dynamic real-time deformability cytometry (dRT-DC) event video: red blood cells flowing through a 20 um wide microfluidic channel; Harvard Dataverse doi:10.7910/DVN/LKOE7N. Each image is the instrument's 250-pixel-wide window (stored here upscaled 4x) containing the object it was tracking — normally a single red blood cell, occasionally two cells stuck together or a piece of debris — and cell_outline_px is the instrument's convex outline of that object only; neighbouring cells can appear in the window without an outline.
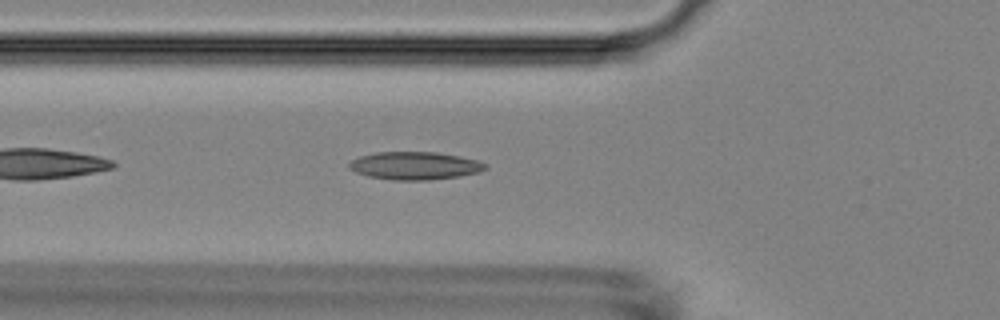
{"species": "Egyptian fruit bat (a non-hibernating species)", "species_latin": "Rousettus aegyptiacus", "temperature_condition": "room temperature", "stored_images_in_passage": 36, "camera_frame_rate_fps": 3000, "um_per_image_px": 0.085, "animal": {"sex": "female"}, "frame": {"image": 1, "passage_image": 6, "time_ms": 1.667, "image_size_px": [1000, 320], "cell_outline_px": [[488, 168], [480, 172], [460, 176], [428, 180], [392, 180], [368, 176], [356, 172], [348, 168], [348, 164], [352, 160], [360, 156], [376, 152], [436, 152], [460, 156], [476, 160], [488, 164]], "centroid_in_image_um": [35.28, 14.08], "position_along_channel_um": 90.5, "area_um2": 22.2}}
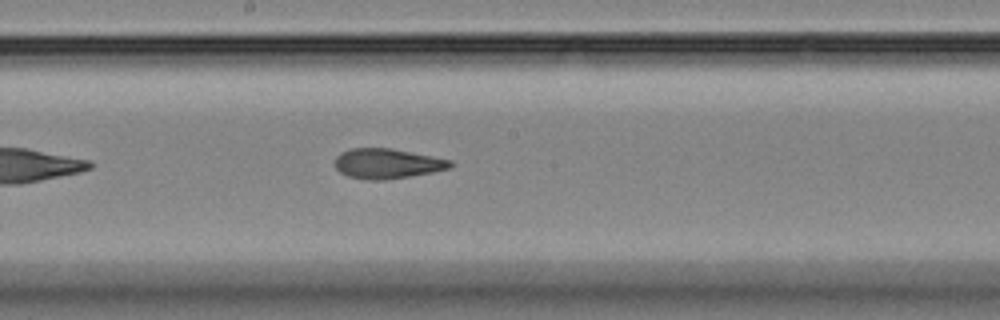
{"frame": {"image": 2, "passage_image": 16, "time_ms": 5.0, "image_size_px": [1000, 320], "cell_outline_px": [[452, 164], [448, 168], [432, 172], [384, 180], [368, 180], [348, 176], [340, 172], [336, 168], [336, 156], [340, 152], [348, 148], [392, 148], [452, 160]], "centroid_in_image_um": [32.88, 13.89], "position_along_channel_um": 215.3, "area_um2": 20.06}}
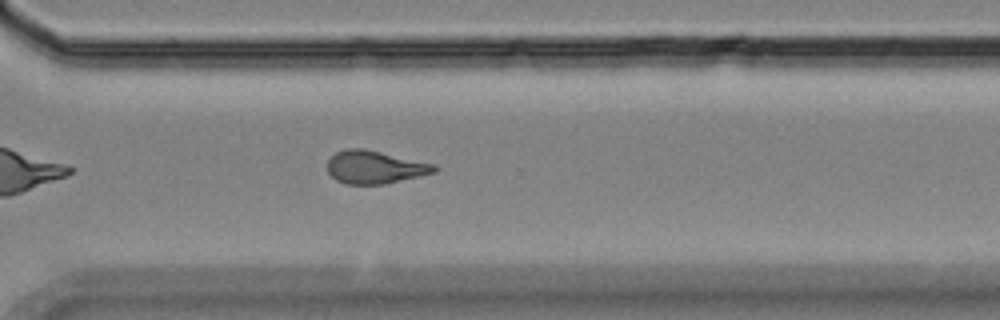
{"frame": {"image": 3, "passage_image": 26, "time_ms": 8.333, "image_size_px": [1000, 320], "cell_outline_px": [[436, 172], [420, 176], [384, 184], [344, 184], [336, 180], [328, 172], [328, 160], [336, 152], [348, 148], [364, 148], [436, 164]], "centroid_in_image_um": [31.86, 14.2], "position_along_channel_um": 338.7, "area_um2": 20.52}}